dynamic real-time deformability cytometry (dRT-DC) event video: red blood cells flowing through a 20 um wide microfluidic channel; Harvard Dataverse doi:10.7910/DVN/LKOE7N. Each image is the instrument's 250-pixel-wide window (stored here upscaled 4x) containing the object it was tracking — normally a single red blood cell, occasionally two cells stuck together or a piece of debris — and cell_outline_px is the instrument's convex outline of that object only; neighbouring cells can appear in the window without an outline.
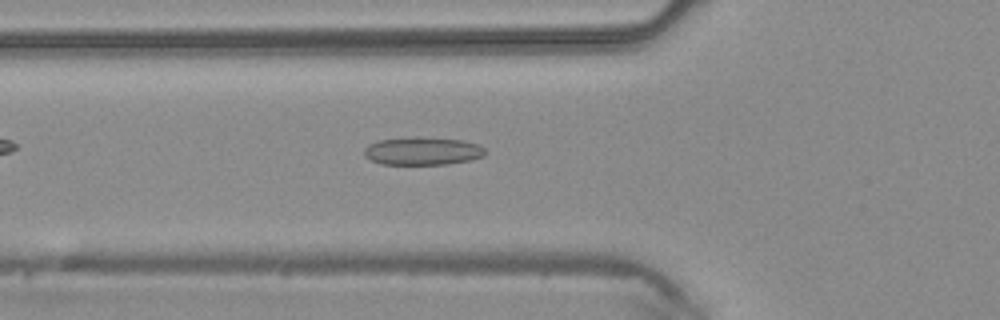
{"species": "common noctule bat (a hibernating species)", "species_latin": "Nyctalus noctula", "temperature_condition": "warm", "stored_images_in_passage": 43, "camera_frame_rate_fps": 3000, "um_per_image_px": 0.085, "animal": {"sex": "male", "body_mass_g": 20.4}, "frame": {"image": 1, "passage_image": 14, "time_ms": 4.333, "image_size_px": [1000, 320], "cell_outline_px": [[488, 152], [484, 156], [472, 160], [448, 164], [380, 164], [364, 156], [364, 148], [368, 144], [380, 140], [416, 136], [464, 140], [480, 144]], "centroid_in_image_um": [35.97, 12.83], "position_along_channel_um": 89.8, "area_um2": 20.06}}
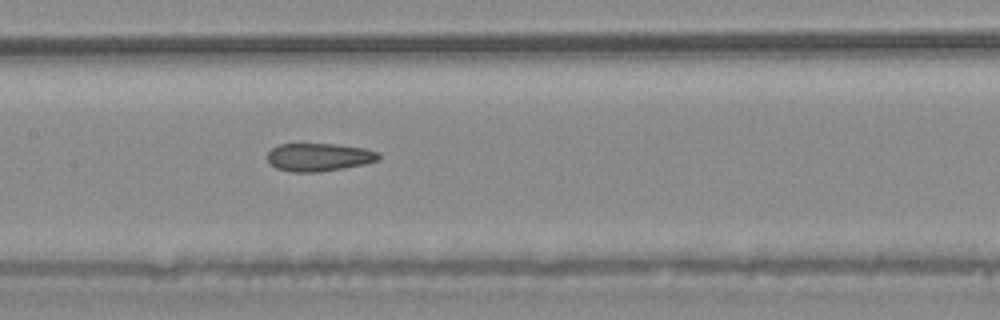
{"frame": {"image": 2, "passage_image": 20, "time_ms": 6.333, "image_size_px": [1000, 320], "cell_outline_px": [[380, 160], [364, 164], [344, 168], [316, 172], [288, 172], [276, 168], [268, 164], [268, 152], [272, 148], [280, 144], [336, 144], [364, 148], [376, 152], [380, 156]], "centroid_in_image_um": [27.08, 13.36], "position_along_channel_um": 180.3, "area_um2": 18.21}}
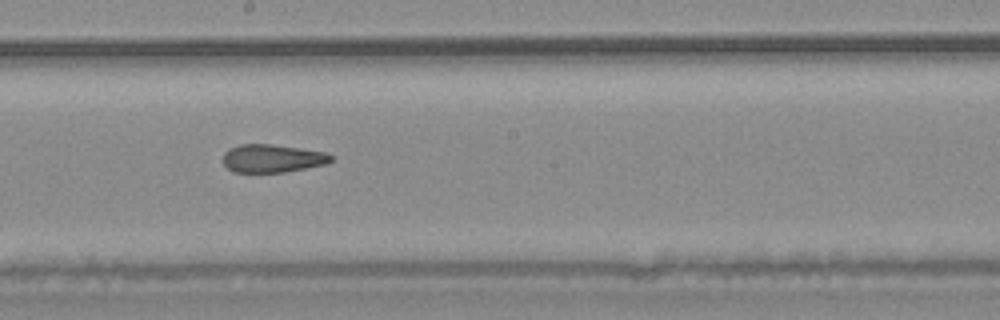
{"frame": {"image": 3, "passage_image": 23, "time_ms": 7.333, "image_size_px": [1000, 320], "cell_outline_px": [[332, 160], [328, 164], [284, 172], [232, 172], [224, 164], [224, 152], [228, 148], [240, 144], [272, 144], [324, 152], [332, 156]], "centroid_in_image_um": [23.13, 13.46], "position_along_channel_um": 225.1, "area_um2": 17.63}}